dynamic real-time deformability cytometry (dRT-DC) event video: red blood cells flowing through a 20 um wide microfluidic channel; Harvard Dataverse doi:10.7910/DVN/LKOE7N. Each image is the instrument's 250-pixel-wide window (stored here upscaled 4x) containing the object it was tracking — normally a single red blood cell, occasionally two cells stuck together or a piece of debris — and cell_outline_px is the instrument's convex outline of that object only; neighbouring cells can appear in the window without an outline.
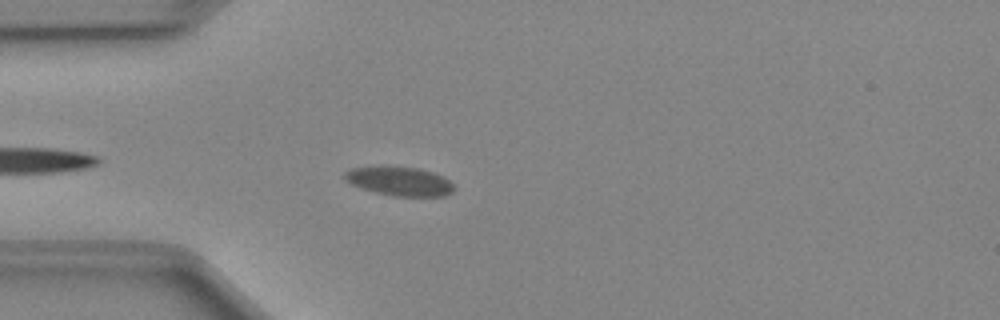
{"species": "Egyptian fruit bat (a non-hibernating species)", "species_latin": "Rousettus aegyptiacus", "temperature_condition": "cold", "stored_images_in_passage": 38, "camera_frame_rate_fps": 3000, "um_per_image_px": 0.085, "animal": {"sex": "female"}, "frame": {"image": 1, "passage_image": 4, "time_ms": 1.0, "image_size_px": [1000, 320], "cell_outline_px": [[456, 188], [452, 192], [444, 196], [392, 196], [360, 188], [344, 180], [344, 172], [352, 168], [380, 164], [388, 164], [420, 168], [432, 172], [448, 180]], "centroid_in_image_um": [33.9, 15.36], "position_along_channel_um": 51.1, "area_um2": 19.02}}
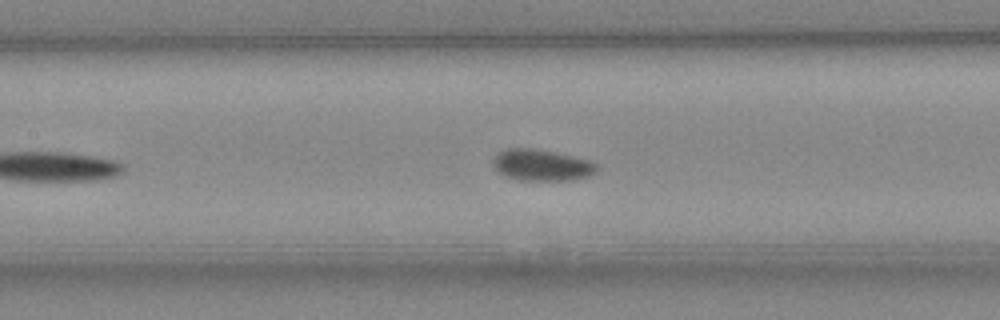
{"frame": {"image": 2, "passage_image": 13, "time_ms": 4.0, "image_size_px": [1000, 320], "cell_outline_px": [[596, 172], [588, 176], [572, 180], [520, 180], [504, 176], [492, 164], [492, 160], [500, 152], [508, 148], [532, 148], [552, 152], [588, 160], [596, 164]], "centroid_in_image_um": [46.02, 14.04], "position_along_channel_um": 161.4, "area_um2": 18.61}}
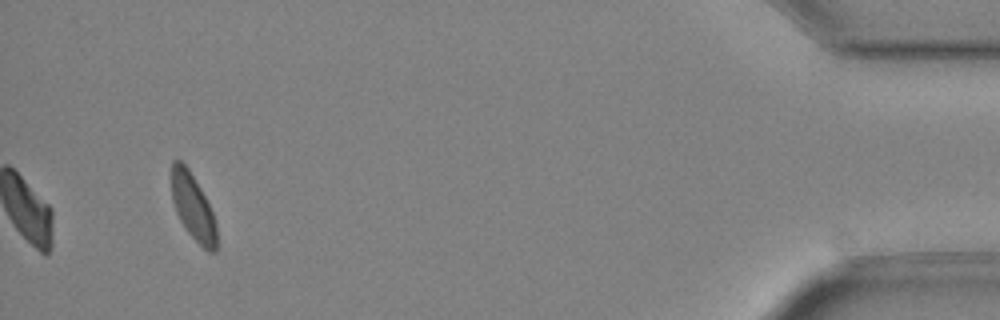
{"frame": {"image": 3, "passage_image": 38, "time_ms": 12.333, "image_size_px": [1000, 320], "cell_outline_px": [[216, 252], [208, 252], [188, 232], [180, 220], [176, 212], [172, 200], [172, 160], [180, 160], [188, 168], [200, 188], [212, 212], [216, 224]], "centroid_in_image_um": [16.39, 17.6], "position_along_channel_um": 418.8, "area_um2": 16.99}, "authors_computed_cell_mechanics": {"area_um2": 19.7965, "velocity_mm_per_s": 4.0133, "shape_relaxation_time_tau1_ms": 4.7106, "shape_relaxation_time_tau2_ms": null, "deformation_change_tau1": 0.1029, "deformation_change_tau2": null}}